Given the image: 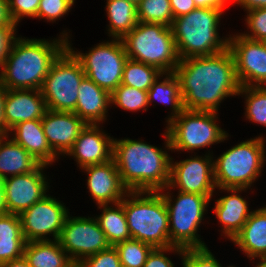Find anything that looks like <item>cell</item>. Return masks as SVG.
I'll return each mask as SVG.
<instances>
[{
	"label": "cell",
	"mask_w": 266,
	"mask_h": 267,
	"mask_svg": "<svg viewBox=\"0 0 266 267\" xmlns=\"http://www.w3.org/2000/svg\"><path fill=\"white\" fill-rule=\"evenodd\" d=\"M174 73L186 110L217 112L222 100L238 95L241 87L229 48L210 56L181 59Z\"/></svg>",
	"instance_id": "cell-1"
},
{
	"label": "cell",
	"mask_w": 266,
	"mask_h": 267,
	"mask_svg": "<svg viewBox=\"0 0 266 267\" xmlns=\"http://www.w3.org/2000/svg\"><path fill=\"white\" fill-rule=\"evenodd\" d=\"M165 150L130 138L113 140V159L129 191H160L169 185L171 143L165 130Z\"/></svg>",
	"instance_id": "cell-2"
},
{
	"label": "cell",
	"mask_w": 266,
	"mask_h": 267,
	"mask_svg": "<svg viewBox=\"0 0 266 267\" xmlns=\"http://www.w3.org/2000/svg\"><path fill=\"white\" fill-rule=\"evenodd\" d=\"M63 32L52 41L16 37L1 66L0 83L6 89L40 90L52 63L67 47L70 37Z\"/></svg>",
	"instance_id": "cell-3"
},
{
	"label": "cell",
	"mask_w": 266,
	"mask_h": 267,
	"mask_svg": "<svg viewBox=\"0 0 266 267\" xmlns=\"http://www.w3.org/2000/svg\"><path fill=\"white\" fill-rule=\"evenodd\" d=\"M223 12L224 8H196L173 20L171 29L180 60L228 48V37L222 39L218 33Z\"/></svg>",
	"instance_id": "cell-4"
},
{
	"label": "cell",
	"mask_w": 266,
	"mask_h": 267,
	"mask_svg": "<svg viewBox=\"0 0 266 267\" xmlns=\"http://www.w3.org/2000/svg\"><path fill=\"white\" fill-rule=\"evenodd\" d=\"M125 197L123 208L131 238L154 248L173 246L169 238L168 211L161 192L129 191Z\"/></svg>",
	"instance_id": "cell-5"
},
{
	"label": "cell",
	"mask_w": 266,
	"mask_h": 267,
	"mask_svg": "<svg viewBox=\"0 0 266 267\" xmlns=\"http://www.w3.org/2000/svg\"><path fill=\"white\" fill-rule=\"evenodd\" d=\"M121 40L128 59L154 66L163 73L174 72L180 61L172 29L164 24L138 22Z\"/></svg>",
	"instance_id": "cell-6"
},
{
	"label": "cell",
	"mask_w": 266,
	"mask_h": 267,
	"mask_svg": "<svg viewBox=\"0 0 266 267\" xmlns=\"http://www.w3.org/2000/svg\"><path fill=\"white\" fill-rule=\"evenodd\" d=\"M265 138L243 141L213 160L216 188H249L266 161Z\"/></svg>",
	"instance_id": "cell-7"
},
{
	"label": "cell",
	"mask_w": 266,
	"mask_h": 267,
	"mask_svg": "<svg viewBox=\"0 0 266 267\" xmlns=\"http://www.w3.org/2000/svg\"><path fill=\"white\" fill-rule=\"evenodd\" d=\"M159 192H162L168 211L170 243L182 249L206 248L197 232L213 195L178 191V196L173 198L169 192Z\"/></svg>",
	"instance_id": "cell-8"
},
{
	"label": "cell",
	"mask_w": 266,
	"mask_h": 267,
	"mask_svg": "<svg viewBox=\"0 0 266 267\" xmlns=\"http://www.w3.org/2000/svg\"><path fill=\"white\" fill-rule=\"evenodd\" d=\"M85 76L81 63L66 47L52 63L40 89L47 109L73 112Z\"/></svg>",
	"instance_id": "cell-9"
},
{
	"label": "cell",
	"mask_w": 266,
	"mask_h": 267,
	"mask_svg": "<svg viewBox=\"0 0 266 267\" xmlns=\"http://www.w3.org/2000/svg\"><path fill=\"white\" fill-rule=\"evenodd\" d=\"M217 113L184 109L167 126L171 149L194 151L227 140L228 133L217 122Z\"/></svg>",
	"instance_id": "cell-10"
},
{
	"label": "cell",
	"mask_w": 266,
	"mask_h": 267,
	"mask_svg": "<svg viewBox=\"0 0 266 267\" xmlns=\"http://www.w3.org/2000/svg\"><path fill=\"white\" fill-rule=\"evenodd\" d=\"M67 48L79 60L85 75L110 94L121 85L124 65L128 59L121 39L101 42L88 53L74 51L67 39Z\"/></svg>",
	"instance_id": "cell-11"
},
{
	"label": "cell",
	"mask_w": 266,
	"mask_h": 267,
	"mask_svg": "<svg viewBox=\"0 0 266 267\" xmlns=\"http://www.w3.org/2000/svg\"><path fill=\"white\" fill-rule=\"evenodd\" d=\"M58 242L75 264L111 246L96 217H70L69 214Z\"/></svg>",
	"instance_id": "cell-12"
},
{
	"label": "cell",
	"mask_w": 266,
	"mask_h": 267,
	"mask_svg": "<svg viewBox=\"0 0 266 267\" xmlns=\"http://www.w3.org/2000/svg\"><path fill=\"white\" fill-rule=\"evenodd\" d=\"M68 214L64 203L49 194L44 196L19 214L25 241H50V236L58 240Z\"/></svg>",
	"instance_id": "cell-13"
},
{
	"label": "cell",
	"mask_w": 266,
	"mask_h": 267,
	"mask_svg": "<svg viewBox=\"0 0 266 267\" xmlns=\"http://www.w3.org/2000/svg\"><path fill=\"white\" fill-rule=\"evenodd\" d=\"M212 156L208 153L204 157L194 156L179 162L171 158L169 185L162 190L171 191L175 187L183 193L214 195L216 186Z\"/></svg>",
	"instance_id": "cell-14"
},
{
	"label": "cell",
	"mask_w": 266,
	"mask_h": 267,
	"mask_svg": "<svg viewBox=\"0 0 266 267\" xmlns=\"http://www.w3.org/2000/svg\"><path fill=\"white\" fill-rule=\"evenodd\" d=\"M240 86H266V41H254L240 33L228 37Z\"/></svg>",
	"instance_id": "cell-15"
},
{
	"label": "cell",
	"mask_w": 266,
	"mask_h": 267,
	"mask_svg": "<svg viewBox=\"0 0 266 267\" xmlns=\"http://www.w3.org/2000/svg\"><path fill=\"white\" fill-rule=\"evenodd\" d=\"M44 168L47 165L40 164L32 172L3 179L8 213L19 215L47 195L49 184L43 174Z\"/></svg>",
	"instance_id": "cell-16"
},
{
	"label": "cell",
	"mask_w": 266,
	"mask_h": 267,
	"mask_svg": "<svg viewBox=\"0 0 266 267\" xmlns=\"http://www.w3.org/2000/svg\"><path fill=\"white\" fill-rule=\"evenodd\" d=\"M44 134L53 152L59 157L72 148L86 123L74 112L46 110L41 119Z\"/></svg>",
	"instance_id": "cell-17"
},
{
	"label": "cell",
	"mask_w": 266,
	"mask_h": 267,
	"mask_svg": "<svg viewBox=\"0 0 266 267\" xmlns=\"http://www.w3.org/2000/svg\"><path fill=\"white\" fill-rule=\"evenodd\" d=\"M46 110L41 90L7 89L4 99V135L18 123L41 120Z\"/></svg>",
	"instance_id": "cell-18"
},
{
	"label": "cell",
	"mask_w": 266,
	"mask_h": 267,
	"mask_svg": "<svg viewBox=\"0 0 266 267\" xmlns=\"http://www.w3.org/2000/svg\"><path fill=\"white\" fill-rule=\"evenodd\" d=\"M87 173V189L97 205L120 202L129 190L123 185L114 159L83 167Z\"/></svg>",
	"instance_id": "cell-19"
},
{
	"label": "cell",
	"mask_w": 266,
	"mask_h": 267,
	"mask_svg": "<svg viewBox=\"0 0 266 267\" xmlns=\"http://www.w3.org/2000/svg\"><path fill=\"white\" fill-rule=\"evenodd\" d=\"M113 140L99 125L87 124L66 155L75 158L80 169L106 163L113 159Z\"/></svg>",
	"instance_id": "cell-20"
},
{
	"label": "cell",
	"mask_w": 266,
	"mask_h": 267,
	"mask_svg": "<svg viewBox=\"0 0 266 267\" xmlns=\"http://www.w3.org/2000/svg\"><path fill=\"white\" fill-rule=\"evenodd\" d=\"M229 192V195L218 198L215 201L213 212L216 214L222 233L231 240L241 231L243 225L252 213L248 209V202L240 196L247 188H218ZM231 193V194H230Z\"/></svg>",
	"instance_id": "cell-21"
},
{
	"label": "cell",
	"mask_w": 266,
	"mask_h": 267,
	"mask_svg": "<svg viewBox=\"0 0 266 267\" xmlns=\"http://www.w3.org/2000/svg\"><path fill=\"white\" fill-rule=\"evenodd\" d=\"M76 108L73 111L88 125H100L107 119L111 94L85 76L79 86Z\"/></svg>",
	"instance_id": "cell-22"
},
{
	"label": "cell",
	"mask_w": 266,
	"mask_h": 267,
	"mask_svg": "<svg viewBox=\"0 0 266 267\" xmlns=\"http://www.w3.org/2000/svg\"><path fill=\"white\" fill-rule=\"evenodd\" d=\"M14 133L12 139L28 151L37 162L52 165L59 159L49 146L41 120L18 123L8 131Z\"/></svg>",
	"instance_id": "cell-23"
},
{
	"label": "cell",
	"mask_w": 266,
	"mask_h": 267,
	"mask_svg": "<svg viewBox=\"0 0 266 267\" xmlns=\"http://www.w3.org/2000/svg\"><path fill=\"white\" fill-rule=\"evenodd\" d=\"M232 242L251 260L266 257V206L252 211Z\"/></svg>",
	"instance_id": "cell-24"
},
{
	"label": "cell",
	"mask_w": 266,
	"mask_h": 267,
	"mask_svg": "<svg viewBox=\"0 0 266 267\" xmlns=\"http://www.w3.org/2000/svg\"><path fill=\"white\" fill-rule=\"evenodd\" d=\"M10 135L0 136V176L4 179L9 176L25 174L35 170L40 163L15 142Z\"/></svg>",
	"instance_id": "cell-25"
},
{
	"label": "cell",
	"mask_w": 266,
	"mask_h": 267,
	"mask_svg": "<svg viewBox=\"0 0 266 267\" xmlns=\"http://www.w3.org/2000/svg\"><path fill=\"white\" fill-rule=\"evenodd\" d=\"M23 255L31 267H72L75 264L58 240L26 242Z\"/></svg>",
	"instance_id": "cell-26"
},
{
	"label": "cell",
	"mask_w": 266,
	"mask_h": 267,
	"mask_svg": "<svg viewBox=\"0 0 266 267\" xmlns=\"http://www.w3.org/2000/svg\"><path fill=\"white\" fill-rule=\"evenodd\" d=\"M25 244L19 215H0V264L23 256Z\"/></svg>",
	"instance_id": "cell-27"
},
{
	"label": "cell",
	"mask_w": 266,
	"mask_h": 267,
	"mask_svg": "<svg viewBox=\"0 0 266 267\" xmlns=\"http://www.w3.org/2000/svg\"><path fill=\"white\" fill-rule=\"evenodd\" d=\"M112 205H98V208L102 209V213L96 219L101 230L105 233L109 244L115 246L124 240L131 239V234L123 208V199Z\"/></svg>",
	"instance_id": "cell-28"
},
{
	"label": "cell",
	"mask_w": 266,
	"mask_h": 267,
	"mask_svg": "<svg viewBox=\"0 0 266 267\" xmlns=\"http://www.w3.org/2000/svg\"><path fill=\"white\" fill-rule=\"evenodd\" d=\"M106 3L108 34L122 39L138 24L137 6L126 0H107Z\"/></svg>",
	"instance_id": "cell-29"
},
{
	"label": "cell",
	"mask_w": 266,
	"mask_h": 267,
	"mask_svg": "<svg viewBox=\"0 0 266 267\" xmlns=\"http://www.w3.org/2000/svg\"><path fill=\"white\" fill-rule=\"evenodd\" d=\"M166 75V76H165ZM165 78L163 81H159L162 78H158L148 90V104L157 100L164 105H171L172 113L167 118L168 123L171 119L179 116L184 110L182 104V97L180 92V82L174 72L164 73Z\"/></svg>",
	"instance_id": "cell-30"
},
{
	"label": "cell",
	"mask_w": 266,
	"mask_h": 267,
	"mask_svg": "<svg viewBox=\"0 0 266 267\" xmlns=\"http://www.w3.org/2000/svg\"><path fill=\"white\" fill-rule=\"evenodd\" d=\"M164 73L158 68L142 62L127 59L122 74V85L148 91L152 84Z\"/></svg>",
	"instance_id": "cell-31"
},
{
	"label": "cell",
	"mask_w": 266,
	"mask_h": 267,
	"mask_svg": "<svg viewBox=\"0 0 266 267\" xmlns=\"http://www.w3.org/2000/svg\"><path fill=\"white\" fill-rule=\"evenodd\" d=\"M245 96V116L253 123L266 126V86H241L238 96Z\"/></svg>",
	"instance_id": "cell-32"
},
{
	"label": "cell",
	"mask_w": 266,
	"mask_h": 267,
	"mask_svg": "<svg viewBox=\"0 0 266 267\" xmlns=\"http://www.w3.org/2000/svg\"><path fill=\"white\" fill-rule=\"evenodd\" d=\"M138 22L160 23L171 27L173 13L170 0H141L137 6Z\"/></svg>",
	"instance_id": "cell-33"
},
{
	"label": "cell",
	"mask_w": 266,
	"mask_h": 267,
	"mask_svg": "<svg viewBox=\"0 0 266 267\" xmlns=\"http://www.w3.org/2000/svg\"><path fill=\"white\" fill-rule=\"evenodd\" d=\"M122 267H143L153 246L135 239L124 240L114 246Z\"/></svg>",
	"instance_id": "cell-34"
},
{
	"label": "cell",
	"mask_w": 266,
	"mask_h": 267,
	"mask_svg": "<svg viewBox=\"0 0 266 267\" xmlns=\"http://www.w3.org/2000/svg\"><path fill=\"white\" fill-rule=\"evenodd\" d=\"M111 104L131 112L140 109L147 111L148 91L121 84L111 93Z\"/></svg>",
	"instance_id": "cell-35"
},
{
	"label": "cell",
	"mask_w": 266,
	"mask_h": 267,
	"mask_svg": "<svg viewBox=\"0 0 266 267\" xmlns=\"http://www.w3.org/2000/svg\"><path fill=\"white\" fill-rule=\"evenodd\" d=\"M180 257L183 267H223L208 247L184 249Z\"/></svg>",
	"instance_id": "cell-36"
},
{
	"label": "cell",
	"mask_w": 266,
	"mask_h": 267,
	"mask_svg": "<svg viewBox=\"0 0 266 267\" xmlns=\"http://www.w3.org/2000/svg\"><path fill=\"white\" fill-rule=\"evenodd\" d=\"M246 13L245 21L250 33L240 34L254 41H266V8L254 9Z\"/></svg>",
	"instance_id": "cell-37"
},
{
	"label": "cell",
	"mask_w": 266,
	"mask_h": 267,
	"mask_svg": "<svg viewBox=\"0 0 266 267\" xmlns=\"http://www.w3.org/2000/svg\"><path fill=\"white\" fill-rule=\"evenodd\" d=\"M73 4L69 0H40L37 18L55 22L66 15Z\"/></svg>",
	"instance_id": "cell-38"
},
{
	"label": "cell",
	"mask_w": 266,
	"mask_h": 267,
	"mask_svg": "<svg viewBox=\"0 0 266 267\" xmlns=\"http://www.w3.org/2000/svg\"><path fill=\"white\" fill-rule=\"evenodd\" d=\"M78 265L80 267H122L119 254L114 246L85 257Z\"/></svg>",
	"instance_id": "cell-39"
},
{
	"label": "cell",
	"mask_w": 266,
	"mask_h": 267,
	"mask_svg": "<svg viewBox=\"0 0 266 267\" xmlns=\"http://www.w3.org/2000/svg\"><path fill=\"white\" fill-rule=\"evenodd\" d=\"M40 0H8L10 15L16 24L23 17L37 18Z\"/></svg>",
	"instance_id": "cell-40"
},
{
	"label": "cell",
	"mask_w": 266,
	"mask_h": 267,
	"mask_svg": "<svg viewBox=\"0 0 266 267\" xmlns=\"http://www.w3.org/2000/svg\"><path fill=\"white\" fill-rule=\"evenodd\" d=\"M184 249L176 246L154 248L149 254L143 267H174V263L165 255L168 251L182 255ZM165 252V253H164Z\"/></svg>",
	"instance_id": "cell-41"
},
{
	"label": "cell",
	"mask_w": 266,
	"mask_h": 267,
	"mask_svg": "<svg viewBox=\"0 0 266 267\" xmlns=\"http://www.w3.org/2000/svg\"><path fill=\"white\" fill-rule=\"evenodd\" d=\"M17 26H0V68L11 49V45L16 38Z\"/></svg>",
	"instance_id": "cell-42"
},
{
	"label": "cell",
	"mask_w": 266,
	"mask_h": 267,
	"mask_svg": "<svg viewBox=\"0 0 266 267\" xmlns=\"http://www.w3.org/2000/svg\"><path fill=\"white\" fill-rule=\"evenodd\" d=\"M173 18H178L196 9L194 0H170Z\"/></svg>",
	"instance_id": "cell-43"
},
{
	"label": "cell",
	"mask_w": 266,
	"mask_h": 267,
	"mask_svg": "<svg viewBox=\"0 0 266 267\" xmlns=\"http://www.w3.org/2000/svg\"><path fill=\"white\" fill-rule=\"evenodd\" d=\"M0 26H16L8 6V0H0Z\"/></svg>",
	"instance_id": "cell-44"
},
{
	"label": "cell",
	"mask_w": 266,
	"mask_h": 267,
	"mask_svg": "<svg viewBox=\"0 0 266 267\" xmlns=\"http://www.w3.org/2000/svg\"><path fill=\"white\" fill-rule=\"evenodd\" d=\"M233 0H194L197 8H226Z\"/></svg>",
	"instance_id": "cell-45"
},
{
	"label": "cell",
	"mask_w": 266,
	"mask_h": 267,
	"mask_svg": "<svg viewBox=\"0 0 266 267\" xmlns=\"http://www.w3.org/2000/svg\"><path fill=\"white\" fill-rule=\"evenodd\" d=\"M235 4L242 6V9L246 10L247 12L259 9V8H266V0H233Z\"/></svg>",
	"instance_id": "cell-46"
},
{
	"label": "cell",
	"mask_w": 266,
	"mask_h": 267,
	"mask_svg": "<svg viewBox=\"0 0 266 267\" xmlns=\"http://www.w3.org/2000/svg\"><path fill=\"white\" fill-rule=\"evenodd\" d=\"M6 88L0 83V136L4 135V99Z\"/></svg>",
	"instance_id": "cell-47"
},
{
	"label": "cell",
	"mask_w": 266,
	"mask_h": 267,
	"mask_svg": "<svg viewBox=\"0 0 266 267\" xmlns=\"http://www.w3.org/2000/svg\"><path fill=\"white\" fill-rule=\"evenodd\" d=\"M0 267H31V266L29 265L27 259L23 255L17 259L0 264Z\"/></svg>",
	"instance_id": "cell-48"
},
{
	"label": "cell",
	"mask_w": 266,
	"mask_h": 267,
	"mask_svg": "<svg viewBox=\"0 0 266 267\" xmlns=\"http://www.w3.org/2000/svg\"><path fill=\"white\" fill-rule=\"evenodd\" d=\"M7 206L5 200V189L3 185H0V215L7 214Z\"/></svg>",
	"instance_id": "cell-49"
},
{
	"label": "cell",
	"mask_w": 266,
	"mask_h": 267,
	"mask_svg": "<svg viewBox=\"0 0 266 267\" xmlns=\"http://www.w3.org/2000/svg\"><path fill=\"white\" fill-rule=\"evenodd\" d=\"M259 263L255 267H266V257H259Z\"/></svg>",
	"instance_id": "cell-50"
},
{
	"label": "cell",
	"mask_w": 266,
	"mask_h": 267,
	"mask_svg": "<svg viewBox=\"0 0 266 267\" xmlns=\"http://www.w3.org/2000/svg\"><path fill=\"white\" fill-rule=\"evenodd\" d=\"M126 1L131 2V3H133L136 6H138L139 3L141 2V0H126Z\"/></svg>",
	"instance_id": "cell-51"
},
{
	"label": "cell",
	"mask_w": 266,
	"mask_h": 267,
	"mask_svg": "<svg viewBox=\"0 0 266 267\" xmlns=\"http://www.w3.org/2000/svg\"><path fill=\"white\" fill-rule=\"evenodd\" d=\"M0 185H3V178L0 176Z\"/></svg>",
	"instance_id": "cell-52"
},
{
	"label": "cell",
	"mask_w": 266,
	"mask_h": 267,
	"mask_svg": "<svg viewBox=\"0 0 266 267\" xmlns=\"http://www.w3.org/2000/svg\"><path fill=\"white\" fill-rule=\"evenodd\" d=\"M73 5H74V3H75V0H69Z\"/></svg>",
	"instance_id": "cell-53"
},
{
	"label": "cell",
	"mask_w": 266,
	"mask_h": 267,
	"mask_svg": "<svg viewBox=\"0 0 266 267\" xmlns=\"http://www.w3.org/2000/svg\"><path fill=\"white\" fill-rule=\"evenodd\" d=\"M72 267H80L78 264H74Z\"/></svg>",
	"instance_id": "cell-54"
}]
</instances>
